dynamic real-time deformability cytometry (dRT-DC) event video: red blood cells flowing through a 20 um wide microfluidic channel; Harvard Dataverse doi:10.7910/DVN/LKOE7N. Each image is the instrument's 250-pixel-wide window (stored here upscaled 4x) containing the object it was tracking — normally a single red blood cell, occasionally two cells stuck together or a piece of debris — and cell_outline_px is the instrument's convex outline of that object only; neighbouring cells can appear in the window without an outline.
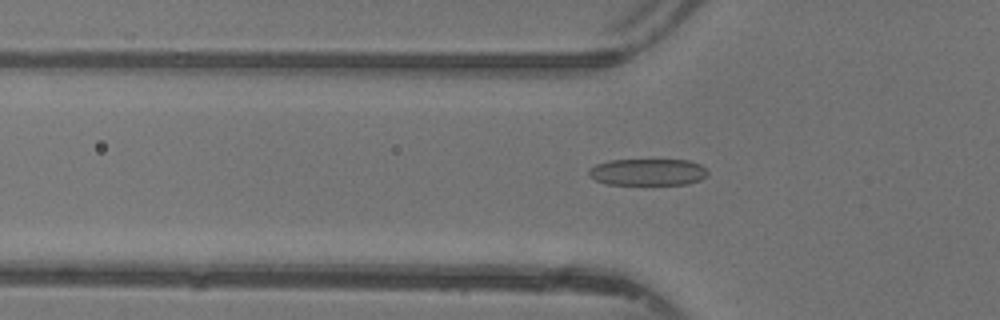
{"species": "common noctule bat (a hibernating species)", "species_latin": "Nyctalus noctula", "temperature_condition": "warm", "stored_images_in_passage": 23, "camera_frame_rate_fps": 3000, "um_per_image_px": 0.085, "animal": {"sex": "female"}, "frame": {"image": 1, "passage_image": 16, "time_ms": 5.0, "image_size_px": [1000, 320], "cell_outline_px": [[708, 172], [700, 180], [688, 184], [608, 184], [596, 180], [588, 176], [588, 168], [596, 164], [608, 160], [688, 160], [700, 164]], "centroid_in_image_um": [55.02, 14.62], "position_along_channel_um": 70.8, "area_um2": 18.5}}
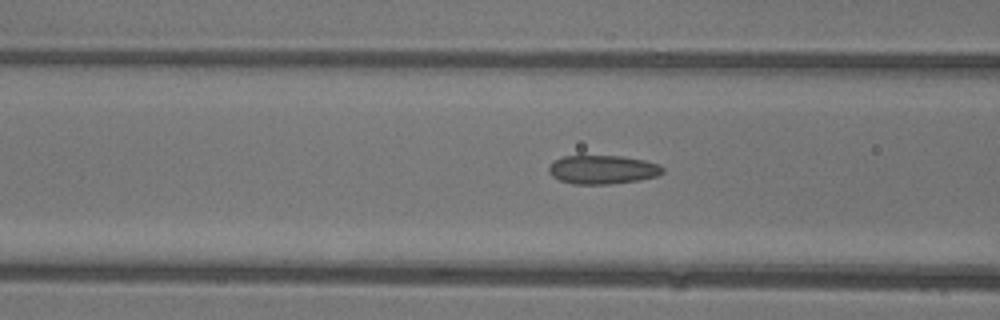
{"frame": {"image": 2, "passage_image": 19, "time_ms": 6.0, "image_size_px": [1000, 320], "cell_outline_px": [[664, 172], [656, 176], [640, 180], [608, 184], [572, 184], [560, 180], [552, 176], [548, 172], [548, 168], [556, 160], [564, 156], [620, 156], [644, 160], [660, 164], [664, 168]], "centroid_in_image_um": [51.24, 14.42], "position_along_channel_um": 115.4, "area_um2": 19.02}}
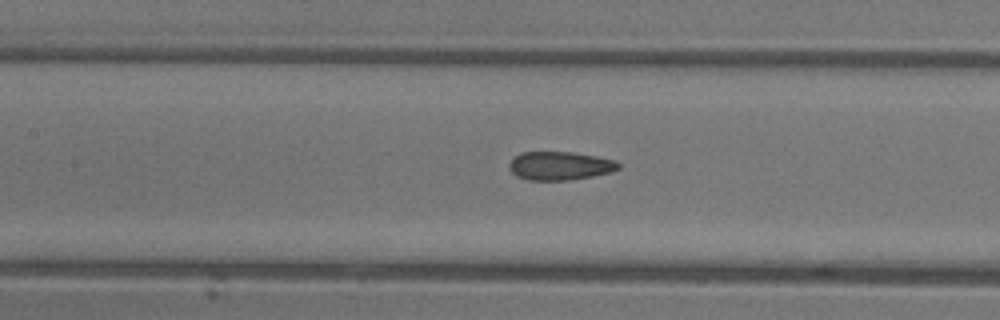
{"frame": {"image": 3, "passage_image": 22, "time_ms": 7.0, "image_size_px": [1000, 320], "cell_outline_px": [[620, 168], [612, 172], [592, 176], [568, 180], [528, 180], [516, 176], [508, 168], [508, 164], [520, 152], [572, 152], [596, 156], [616, 160], [620, 164]], "centroid_in_image_um": [47.6, 14.09], "position_along_channel_um": 159.8, "area_um2": 18.21}}